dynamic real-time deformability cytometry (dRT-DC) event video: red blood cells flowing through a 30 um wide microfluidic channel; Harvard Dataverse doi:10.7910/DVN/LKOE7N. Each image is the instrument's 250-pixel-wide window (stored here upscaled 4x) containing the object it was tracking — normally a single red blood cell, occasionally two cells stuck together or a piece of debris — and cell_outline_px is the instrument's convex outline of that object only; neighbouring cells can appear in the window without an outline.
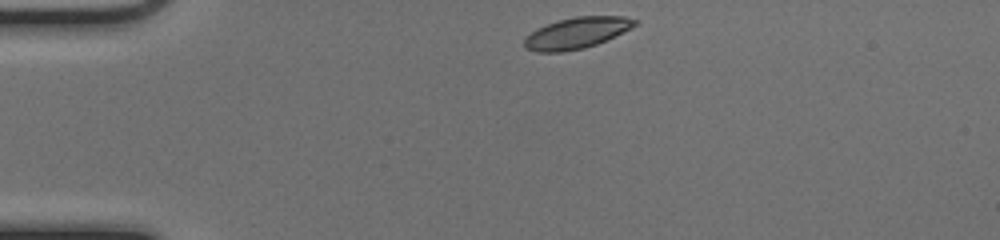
{"species": "common noctule bat (a hibernating species)", "species_latin": "Nyctalus noctula", "temperature_condition": "cold", "stored_images_in_passage": 41, "camera_frame_rate_fps": 3000, "um_per_image_px": 0.085, "animal": {"sex": "female", "body_mass_g": 17.0, "forearm_length_mm": 48.0}, "frame": {"image": 1, "passage_image": 1, "time_ms": 0.0, "image_size_px": [1000, 240], "cell_outline_px": [[636, 24], [632, 28], [596, 44], [584, 48], [564, 52], [536, 52], [524, 48], [524, 40], [532, 32], [548, 24], [560, 20], [576, 16], [624, 16], [636, 20]], "centroid_in_image_um": [49.02, 2.81], "position_along_channel_um": 36.0, "area_um2": 19.77}}
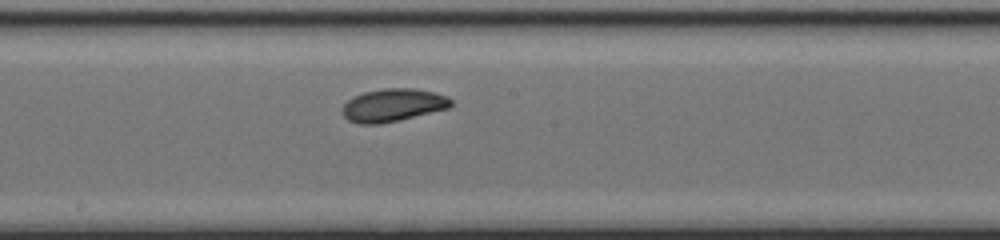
{"frame": {"image": 2, "passage_image": 18, "time_ms": 5.667, "image_size_px": [1000, 240], "cell_outline_px": [[452, 104], [448, 108], [400, 120], [380, 124], [360, 124], [348, 120], [344, 116], [344, 104], [348, 100], [364, 92], [384, 88], [416, 88], [448, 96], [452, 100]], "centroid_in_image_um": [33.43, 8.94], "position_along_channel_um": 214.8, "area_um2": 20.63}}
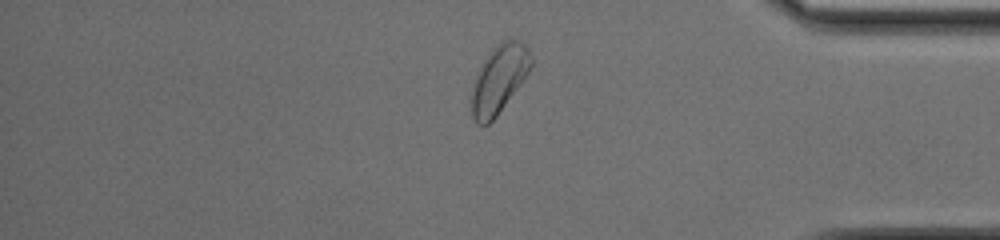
{"frame": {"image": 3, "passage_image": 33, "time_ms": 10.667, "image_size_px": [1000, 240], "cell_outline_px": [[532, 64], [528, 72], [496, 116], [484, 128], [480, 128], [476, 124], [472, 116], [472, 80], [484, 60], [492, 48], [500, 40], [520, 40], [528, 48], [532, 60]], "centroid_in_image_um": [42.38, 6.73], "position_along_channel_um": 392.8, "area_um2": 23.47}, "authors_computed_cell_mechanics": {"area_um2": 20.8658, "velocity_mm_per_s": 4.0135, "shape_relaxation_time_tau1_ms": 1.8528, "shape_relaxation_time_tau2_ms": 4.0434, "deformation_change_tau1": 0.0776, "deformation_change_tau2": 0.0849}}